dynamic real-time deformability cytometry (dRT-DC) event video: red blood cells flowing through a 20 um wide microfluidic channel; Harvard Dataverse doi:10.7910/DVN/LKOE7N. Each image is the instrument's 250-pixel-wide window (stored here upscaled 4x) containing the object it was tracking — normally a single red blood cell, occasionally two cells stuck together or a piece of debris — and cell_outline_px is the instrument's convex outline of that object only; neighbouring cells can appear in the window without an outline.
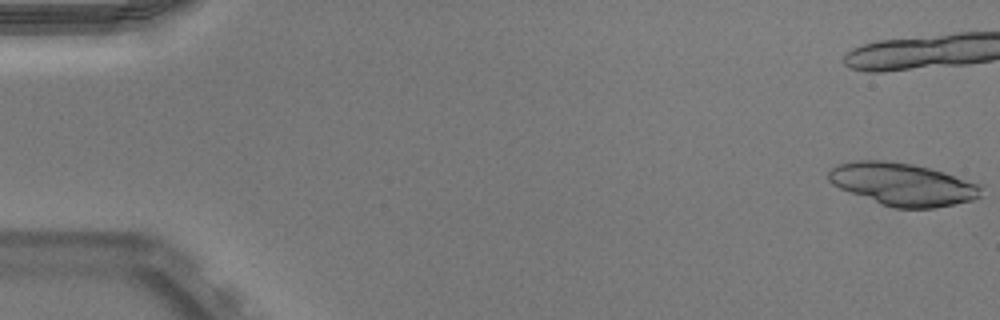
{"species": "Egyptian fruit bat (a non-hibernating species)", "species_latin": "Rousettus aegyptiacus", "temperature_condition": "warm", "stored_images_in_passage": 20, "camera_frame_rate_fps": 3000, "um_per_image_px": 0.085, "animal": {"sex": "male"}, "frame": {"image": 1, "passage_image": 1, "time_ms": 0.0, "image_size_px": [1000, 320], "cell_outline_px": [[980, 196], [972, 200], [932, 208], [896, 208], [880, 204], [840, 188], [832, 184], [828, 180], [828, 172], [832, 168], [840, 164], [856, 160], [884, 160], [912, 164], [944, 172], [980, 184]], "centroid_in_image_um": [76.7, 15.66], "position_along_channel_um": 8.3, "area_um2": 37.45}}